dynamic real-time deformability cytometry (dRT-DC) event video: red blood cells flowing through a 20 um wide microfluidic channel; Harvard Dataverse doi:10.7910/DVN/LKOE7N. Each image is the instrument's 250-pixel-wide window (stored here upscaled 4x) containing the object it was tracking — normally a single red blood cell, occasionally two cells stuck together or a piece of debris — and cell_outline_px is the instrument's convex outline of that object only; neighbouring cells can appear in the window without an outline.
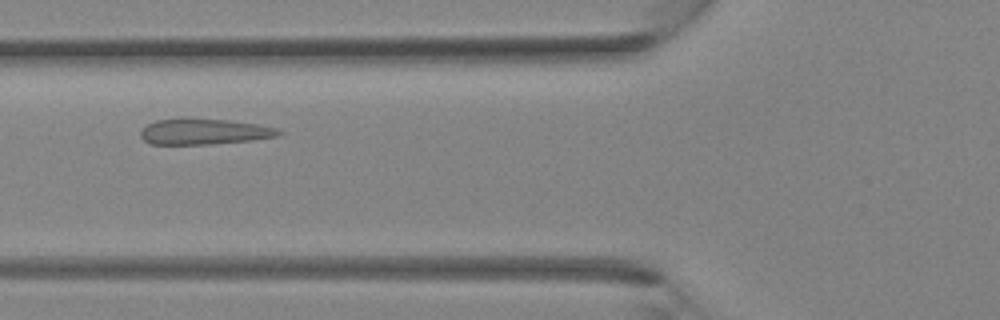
{"species": "Egyptian fruit bat (a non-hibernating species)", "species_latin": "Rousettus aegyptiacus", "temperature_condition": "room temperature", "stored_images_in_passage": 25, "camera_frame_rate_fps": 3000, "um_per_image_px": 0.085, "animal": {"sex": "female"}, "frame": {"image": 1, "passage_image": 5, "time_ms": 1.333, "image_size_px": [1000, 320], "cell_outline_px": [[284, 132], [276, 136], [252, 140], [212, 144], [152, 144], [144, 140], [140, 136], [140, 132], [148, 124], [156, 120], [180, 116], [184, 116], [228, 120], [256, 124], [276, 128]], "centroid_in_image_um": [17.3, 11.16], "position_along_channel_um": 108.5, "area_um2": 21.15}}
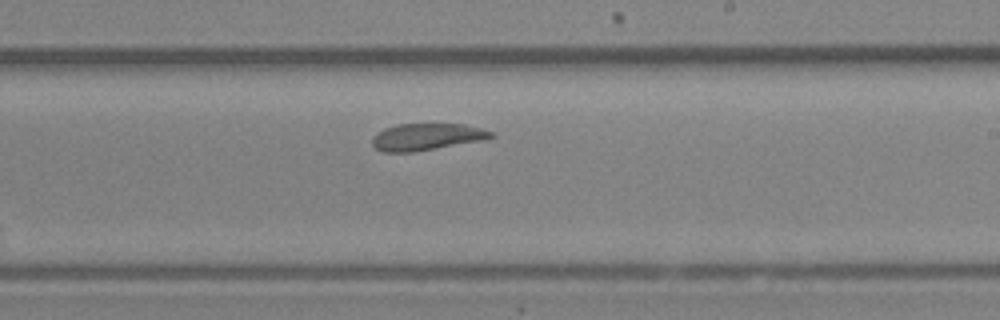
{"frame": {"image": 2, "passage_image": 13, "time_ms": 4.0, "image_size_px": [1000, 320], "cell_outline_px": [[496, 136], [484, 140], [412, 152], [384, 152], [376, 148], [372, 144], [372, 136], [376, 132], [384, 128], [396, 124], [464, 124], [480, 128], [492, 132]], "centroid_in_image_um": [36.24, 11.62], "position_along_channel_um": 252.8, "area_um2": 18.61}}
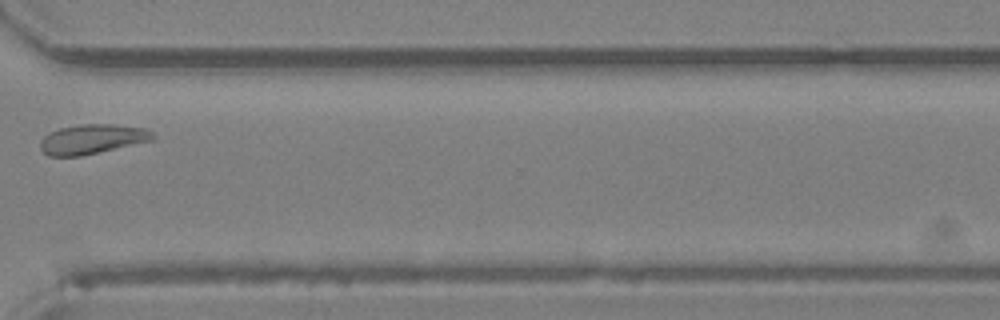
{"frame": {"image": 3, "passage_image": 19, "time_ms": 6.0, "image_size_px": [1000, 320], "cell_outline_px": [[156, 136], [152, 140], [80, 156], [48, 156], [40, 148], [40, 140], [48, 132], [60, 128], [80, 124], [112, 124], [144, 128], [152, 132]], "centroid_in_image_um": [7.8, 11.82], "position_along_channel_um": 362.8, "area_um2": 19.31}}